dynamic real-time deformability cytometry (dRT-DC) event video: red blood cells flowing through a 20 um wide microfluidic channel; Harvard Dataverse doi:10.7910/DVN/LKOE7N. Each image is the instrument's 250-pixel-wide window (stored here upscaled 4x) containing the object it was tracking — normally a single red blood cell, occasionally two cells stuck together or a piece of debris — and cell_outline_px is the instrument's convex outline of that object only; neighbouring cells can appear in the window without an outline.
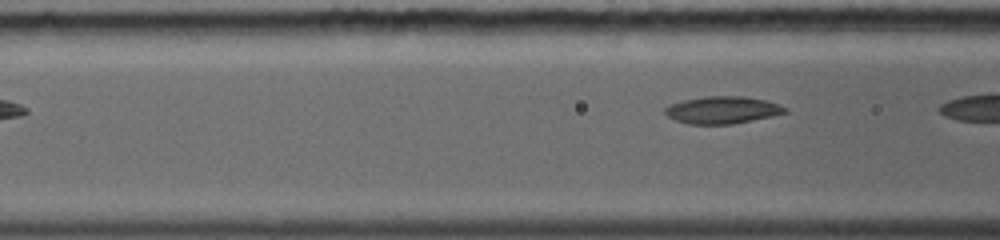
{"species": "common noctule bat (a hibernating species)", "species_latin": "Nyctalus noctula", "temperature_condition": "warm", "stored_images_in_passage": 8, "camera_frame_rate_fps": 5000, "um_per_image_px": 0.085, "animal": {"sex": "female", "body_mass_g": 19.0, "forearm_length_mm": 56.7}, "frame": {"image": 1, "passage_image": 7, "time_ms": 1.4, "image_size_px": [1000, 240], "cell_outline_px": [[788, 112], [772, 116], [732, 124], [688, 124], [676, 120], [668, 116], [664, 112], [664, 108], [672, 104], [684, 100], [708, 96], [744, 96], [764, 100], [780, 104], [788, 108]], "centroid_in_image_um": [61.44, 9.35], "position_along_channel_um": 105.2, "area_um2": 18.96}}